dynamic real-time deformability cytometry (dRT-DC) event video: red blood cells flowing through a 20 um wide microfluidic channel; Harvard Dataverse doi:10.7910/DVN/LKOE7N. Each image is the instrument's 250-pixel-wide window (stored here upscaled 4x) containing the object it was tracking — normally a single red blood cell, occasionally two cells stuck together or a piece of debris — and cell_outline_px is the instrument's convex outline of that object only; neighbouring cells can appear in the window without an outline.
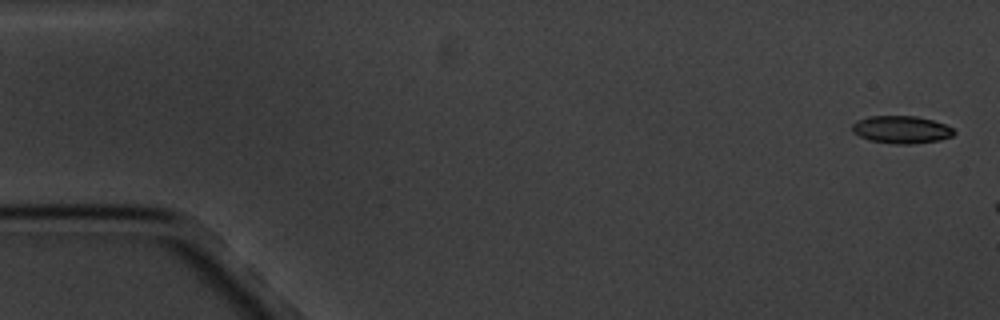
{"species": "common noctule bat (a hibernating species)", "species_latin": "Nyctalus noctula", "temperature_condition": "cold", "stored_images_in_passage": 3, "camera_frame_rate_fps": 3000, "um_per_image_px": 0.085, "animal": {"sex": "male", "body_mass_g": 20.1, "forearm_length_mm": 53.5}, "frame": {"image": 1, "passage_image": 1, "time_ms": 0.0, "image_size_px": [1000, 320], "cell_outline_px": [[956, 132], [952, 136], [940, 140], [912, 144], [892, 144], [868, 140], [852, 132], [852, 124], [856, 120], [868, 116], [916, 116], [932, 120], [944, 124], [952, 128]], "centroid_in_image_um": [76.59, 11.02], "position_along_channel_um": 8.4, "area_um2": 16.47}}